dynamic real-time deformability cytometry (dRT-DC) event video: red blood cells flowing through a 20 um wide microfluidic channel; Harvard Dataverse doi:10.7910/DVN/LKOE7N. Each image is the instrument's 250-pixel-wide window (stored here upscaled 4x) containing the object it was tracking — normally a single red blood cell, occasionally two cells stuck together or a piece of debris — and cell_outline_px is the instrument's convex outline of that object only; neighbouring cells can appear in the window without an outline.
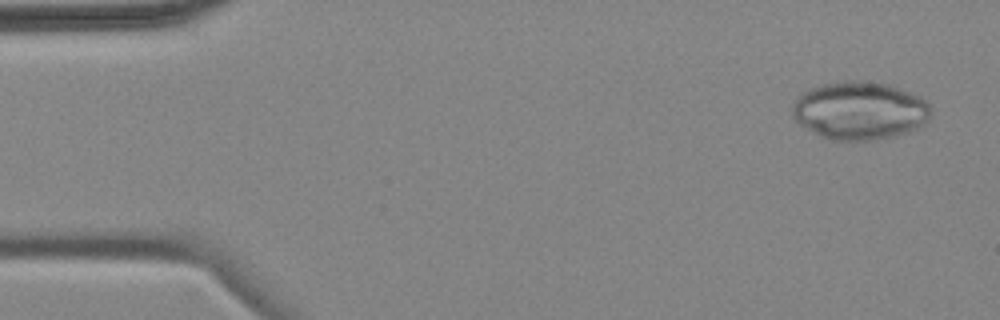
{"species": "common noctule bat (a hibernating species)", "species_latin": "Nyctalus noctula", "temperature_condition": "cold", "stored_images_in_passage": 4, "camera_frame_rate_fps": 3000, "um_per_image_px": 0.085, "animal": {"sex": "female", "body_mass_g": 18.4}, "frame": {"image": 1, "passage_image": 1, "time_ms": 0.0, "image_size_px": [1000, 320], "cell_outline_px": [[932, 108], [928, 120], [920, 128], [896, 136], [876, 140], [832, 140], [820, 136], [800, 124], [792, 116], [792, 104], [800, 92], [820, 84], [844, 80], [864, 80], [888, 84], [920, 96]], "centroid_in_image_um": [73.07, 9.39], "position_along_channel_um": 11.9, "area_um2": 47.45}}